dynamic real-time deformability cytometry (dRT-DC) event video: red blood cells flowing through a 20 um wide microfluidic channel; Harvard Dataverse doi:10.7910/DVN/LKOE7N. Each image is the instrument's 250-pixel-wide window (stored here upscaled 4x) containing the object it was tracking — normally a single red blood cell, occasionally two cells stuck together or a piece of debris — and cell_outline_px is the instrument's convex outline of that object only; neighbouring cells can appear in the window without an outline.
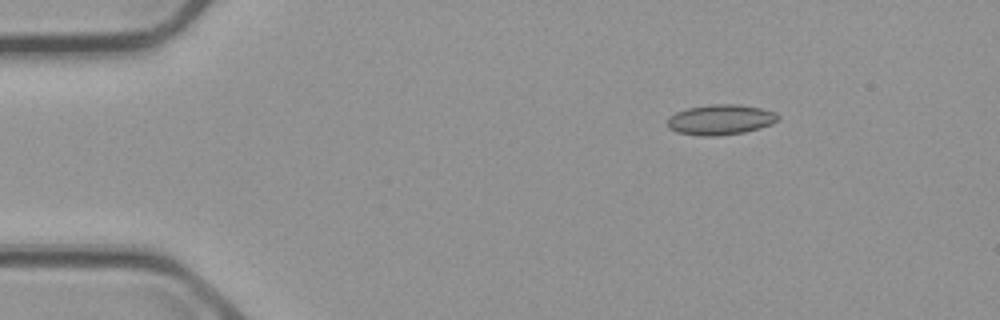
{"species": "common noctule bat (a hibernating species)", "species_latin": "Nyctalus noctula", "temperature_condition": "cold", "stored_images_in_passage": 5, "camera_frame_rate_fps": 3000, "um_per_image_px": 0.085, "animal": {"sex": "male", "body_mass_g": 23.1, "forearm_length_mm": 52.7}, "frame": {"image": 1, "passage_image": 3, "time_ms": 2.333, "image_size_px": [1000, 320], "cell_outline_px": [[780, 116], [772, 124], [760, 128], [744, 132], [716, 136], [700, 136], [676, 132], [668, 128], [668, 116], [676, 112], [688, 108], [712, 104], [736, 104], [760, 108], [776, 112]], "centroid_in_image_um": [61.23, 10.17], "position_along_channel_um": 23.8, "area_um2": 19.54}}